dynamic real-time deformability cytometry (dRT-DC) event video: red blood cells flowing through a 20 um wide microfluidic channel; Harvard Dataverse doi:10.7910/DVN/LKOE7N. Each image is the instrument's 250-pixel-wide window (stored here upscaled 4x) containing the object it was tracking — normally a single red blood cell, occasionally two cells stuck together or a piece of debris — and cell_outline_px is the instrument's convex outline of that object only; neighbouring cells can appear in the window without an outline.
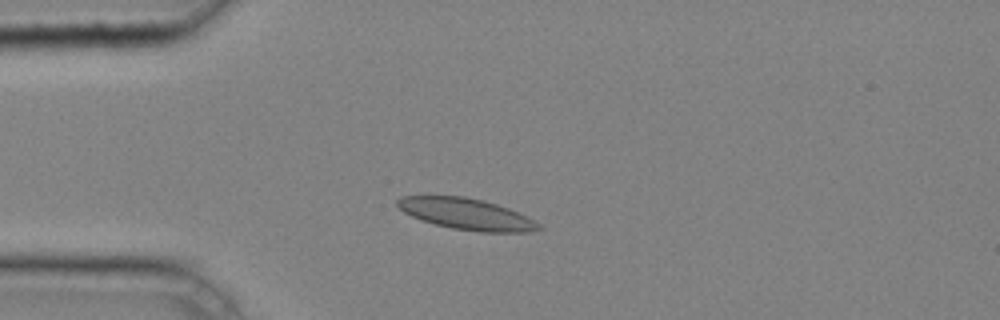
{"species": "common noctule bat (a hibernating species)", "species_latin": "Nyctalus noctula", "temperature_condition": "cold", "stored_images_in_passage": 42, "camera_frame_rate_fps": 3000, "um_per_image_px": 0.085, "animal": {"sex": "male", "body_mass_g": 20.4}, "frame": {"image": 1, "passage_image": 9, "time_ms": 2.667, "image_size_px": [1000, 320], "cell_outline_px": [[544, 228], [532, 232], [480, 232], [452, 228], [420, 220], [404, 212], [396, 204], [396, 200], [400, 196], [464, 196], [484, 200], [508, 208], [540, 224]], "centroid_in_image_um": [39.64, 18.19], "position_along_channel_um": 45.4, "area_um2": 25.61}}
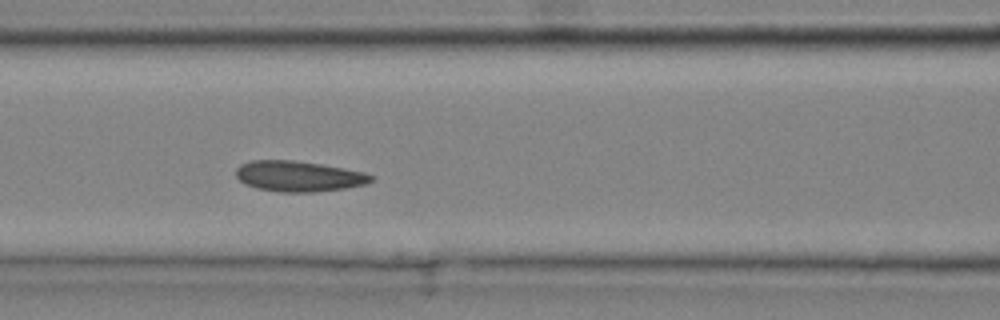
{"frame": {"image": 2, "passage_image": 17, "time_ms": 5.333, "image_size_px": [1000, 320], "cell_outline_px": [[372, 180], [368, 184], [344, 188], [312, 192], [280, 192], [256, 188], [244, 184], [236, 176], [236, 168], [240, 164], [252, 160], [292, 160], [320, 164], [364, 172], [372, 176]], "centroid_in_image_um": [25.34, 14.98], "position_along_channel_um": 141.3, "area_um2": 23.99}}
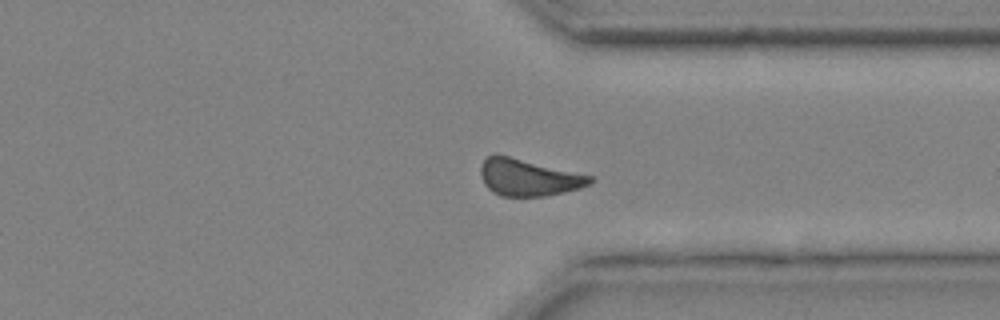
{"frame": {"image": 3, "passage_image": 33, "time_ms": 10.667, "image_size_px": [1000, 320], "cell_outline_px": [[596, 180], [592, 184], [580, 188], [564, 192], [544, 196], [500, 196], [492, 192], [484, 184], [480, 172], [480, 168], [484, 160], [488, 156], [508, 156], [592, 176]], "centroid_in_image_um": [44.94, 15.11], "position_along_channel_um": 366.5, "area_um2": 23.18}, "authors_computed_cell_mechanics": {"area_um2": 23.6691, "velocity_mm_per_s": 4.2145, "shape_relaxation_time_tau1_ms": 4.0938, "shape_relaxation_time_tau2_ms": 4.2473, "deformation_change_tau1": 0.0737, "deformation_change_tau2": 0.1013}}